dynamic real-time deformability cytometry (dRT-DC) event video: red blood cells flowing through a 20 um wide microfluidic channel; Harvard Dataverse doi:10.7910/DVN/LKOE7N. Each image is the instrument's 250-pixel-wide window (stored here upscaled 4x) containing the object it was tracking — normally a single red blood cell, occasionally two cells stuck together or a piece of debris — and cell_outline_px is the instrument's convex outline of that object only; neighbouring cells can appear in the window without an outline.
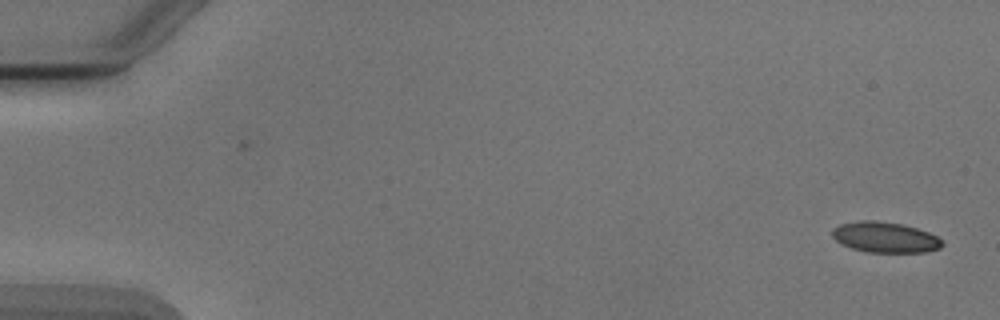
{"species": "Egyptian fruit bat (a non-hibernating species)", "species_latin": "Rousettus aegyptiacus", "temperature_condition": "cold", "stored_images_in_passage": 7, "camera_frame_rate_fps": 3000, "um_per_image_px": 0.085, "animal": {"sex": "male"}, "frame": {"image": 1, "passage_image": 1, "time_ms": 0.0, "image_size_px": [1000, 320], "cell_outline_px": [[944, 244], [940, 248], [924, 252], [868, 252], [852, 248], [836, 240], [832, 236], [832, 228], [840, 224], [860, 220], [876, 220], [900, 224], [916, 228], [928, 232], [936, 236]], "centroid_in_image_um": [75.21, 20.16], "position_along_channel_um": 9.8, "area_um2": 19.42}}
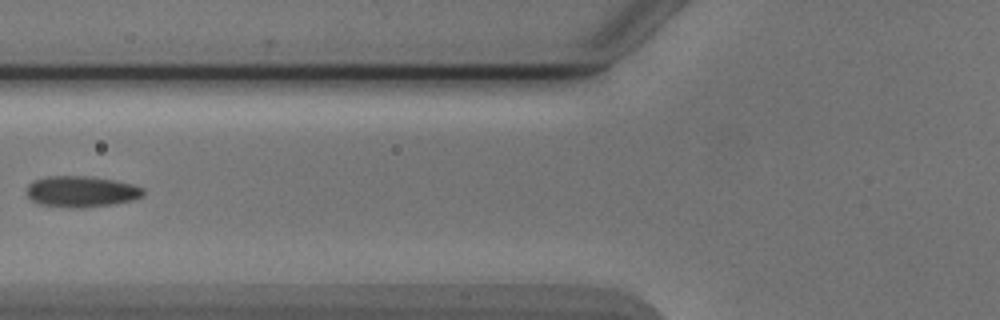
{"frame": {"image": 2, "passage_image": 6, "time_ms": 6.667, "image_size_px": [1000, 320], "cell_outline_px": [[144, 196], [132, 200], [112, 204], [80, 208], [72, 208], [40, 204], [32, 200], [24, 192], [28, 184], [32, 180], [48, 176], [92, 176], [132, 184], [144, 188]], "centroid_in_image_um": [6.88, 16.27], "position_along_channel_um": 118.9, "area_um2": 21.27}}
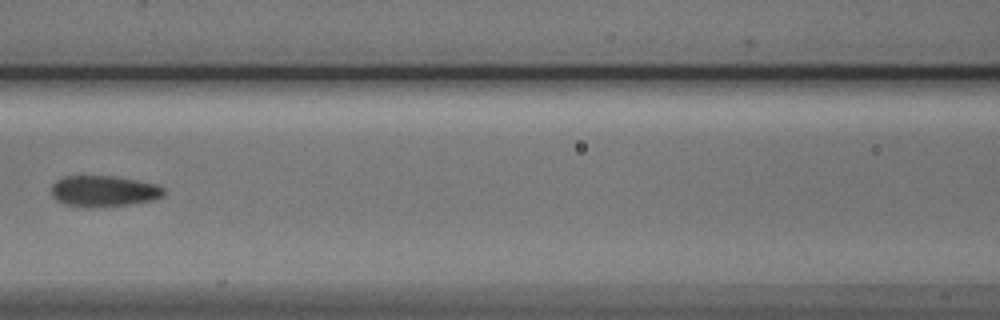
{"frame": {"image": 3, "passage_image": 7, "time_ms": 7.667, "image_size_px": [1000, 320], "cell_outline_px": [[164, 196], [152, 200], [132, 204], [64, 204], [56, 200], [52, 196], [52, 184], [56, 180], [64, 176], [116, 176], [156, 184], [164, 188]], "centroid_in_image_um": [8.84, 16.19], "position_along_channel_um": 157.8, "area_um2": 19.54}}